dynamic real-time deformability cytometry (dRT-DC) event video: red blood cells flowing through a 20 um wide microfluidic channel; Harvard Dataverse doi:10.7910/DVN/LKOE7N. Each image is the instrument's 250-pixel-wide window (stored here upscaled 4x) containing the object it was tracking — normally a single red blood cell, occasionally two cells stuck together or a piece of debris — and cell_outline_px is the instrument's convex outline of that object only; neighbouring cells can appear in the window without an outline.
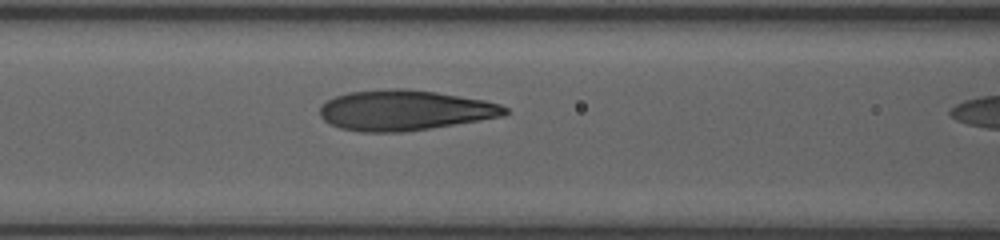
{"species": "human", "species_latin": "Homo sapiens", "temperature_condition": "room temperature", "stored_images_in_passage": 12, "camera_frame_rate_fps": 3000, "um_per_image_px": 0.085, "donor": {"sex": "female"}, "frame": {"image": 1, "passage_image": 9, "time_ms": 4.667, "image_size_px": [1000, 240], "cell_outline_px": [[508, 112], [504, 116], [480, 120], [404, 132], [360, 132], [340, 128], [324, 120], [320, 116], [320, 108], [328, 100], [336, 96], [348, 92], [384, 88], [404, 88], [436, 92], [484, 100], [500, 104], [508, 108]], "centroid_in_image_um": [34.4, 9.37], "position_along_channel_um": 132.2, "area_um2": 43.47}}